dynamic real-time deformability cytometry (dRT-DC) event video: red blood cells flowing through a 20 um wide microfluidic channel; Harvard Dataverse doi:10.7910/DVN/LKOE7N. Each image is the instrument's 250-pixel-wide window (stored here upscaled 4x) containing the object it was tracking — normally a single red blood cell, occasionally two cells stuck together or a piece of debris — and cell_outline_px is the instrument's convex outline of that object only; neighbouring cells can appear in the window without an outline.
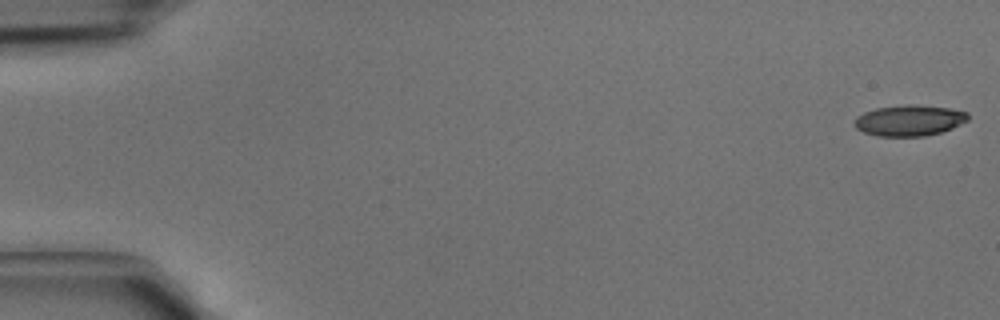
{"species": "common noctule bat (a hibernating species)", "species_latin": "Nyctalus noctula", "temperature_condition": "cold", "stored_images_in_passage": 26, "camera_frame_rate_fps": 3000, "um_per_image_px": 0.085, "animal": {"sex": "male", "body_mass_g": 15.6}, "frame": {"image": 1, "passage_image": 1, "time_ms": 0.0, "image_size_px": [1000, 320], "cell_outline_px": [[968, 120], [952, 128], [940, 132], [924, 136], [876, 136], [864, 132], [856, 128], [856, 116], [864, 112], [876, 108], [908, 104], [916, 104], [948, 108], [968, 112]], "centroid_in_image_um": [77.3, 10.23], "position_along_channel_um": 7.7, "area_um2": 20.35}}
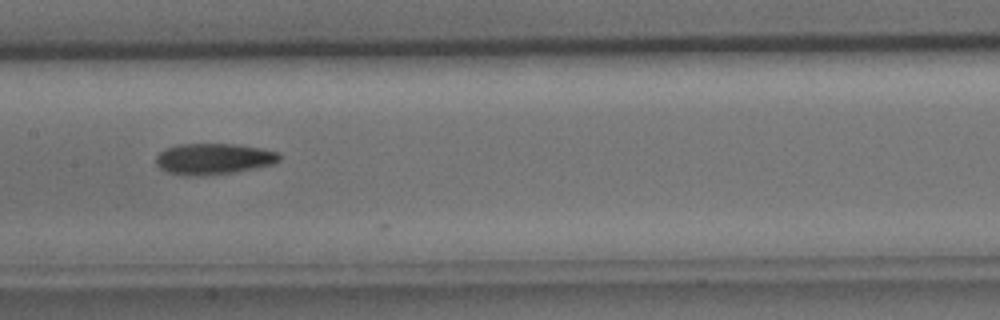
{"frame": {"image": 2, "passage_image": 22, "time_ms": 7.0, "image_size_px": [1000, 320], "cell_outline_px": [[280, 160], [276, 164], [236, 172], [204, 176], [184, 176], [168, 172], [160, 168], [156, 164], [156, 156], [164, 148], [180, 144], [236, 144], [260, 148], [280, 152]], "centroid_in_image_um": [18.17, 13.51], "position_along_channel_um": 189.2, "area_um2": 22.72}}
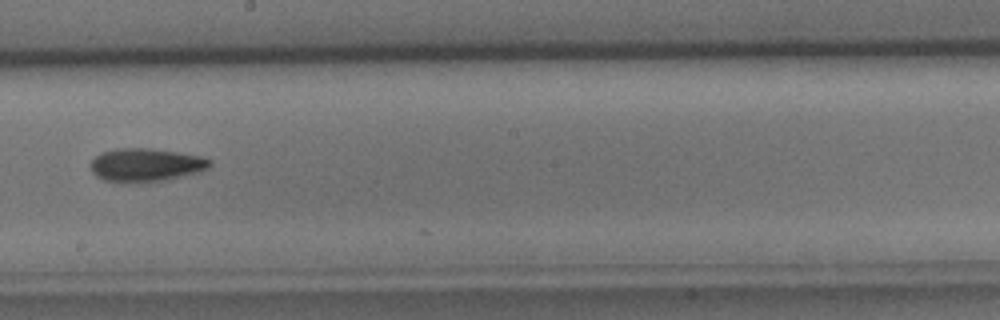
{"frame": {"image": 3, "passage_image": 25, "time_ms": 8.0, "image_size_px": [1000, 320], "cell_outline_px": [[212, 164], [208, 168], [200, 172], [164, 180], [104, 180], [96, 176], [92, 172], [88, 164], [100, 152], [116, 148], [152, 148], [200, 156], [212, 160]], "centroid_in_image_um": [12.39, 13.97], "position_along_channel_um": 235.8, "area_um2": 22.66}}